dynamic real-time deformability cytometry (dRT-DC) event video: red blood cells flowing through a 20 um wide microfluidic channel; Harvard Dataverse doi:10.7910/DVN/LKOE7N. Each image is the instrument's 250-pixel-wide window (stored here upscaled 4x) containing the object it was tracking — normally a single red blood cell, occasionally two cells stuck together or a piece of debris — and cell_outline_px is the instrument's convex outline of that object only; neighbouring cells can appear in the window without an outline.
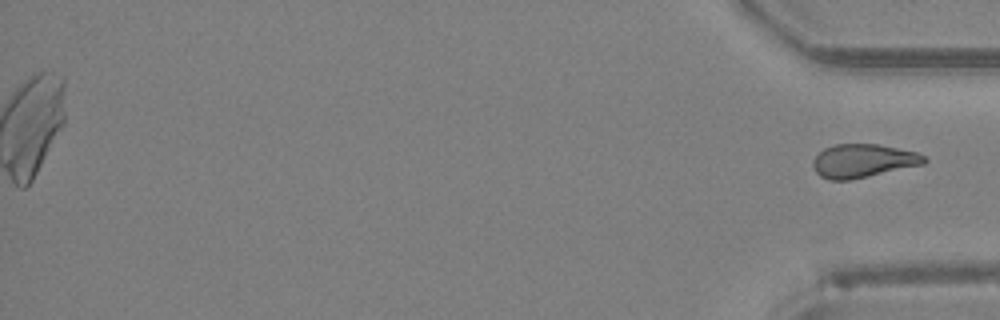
{"species": "Egyptian fruit bat (a non-hibernating species)", "species_latin": "Rousettus aegyptiacus", "temperature_condition": "room temperature", "stored_images_in_passage": 42, "camera_frame_rate_fps": 3000, "um_per_image_px": 0.085, "animal": {"sex": "female"}, "frame": {"image": 1, "passage_image": 42, "time_ms": 13.667, "image_size_px": [1000, 320], "cell_outline_px": [[928, 160], [924, 164], [868, 176], [848, 180], [828, 180], [820, 176], [816, 172], [812, 164], [812, 160], [824, 148], [836, 144], [876, 144], [916, 152], [924, 156]], "centroid_in_image_um": [73.33, 13.67], "position_along_channel_um": 361.9, "area_um2": 21.5}}